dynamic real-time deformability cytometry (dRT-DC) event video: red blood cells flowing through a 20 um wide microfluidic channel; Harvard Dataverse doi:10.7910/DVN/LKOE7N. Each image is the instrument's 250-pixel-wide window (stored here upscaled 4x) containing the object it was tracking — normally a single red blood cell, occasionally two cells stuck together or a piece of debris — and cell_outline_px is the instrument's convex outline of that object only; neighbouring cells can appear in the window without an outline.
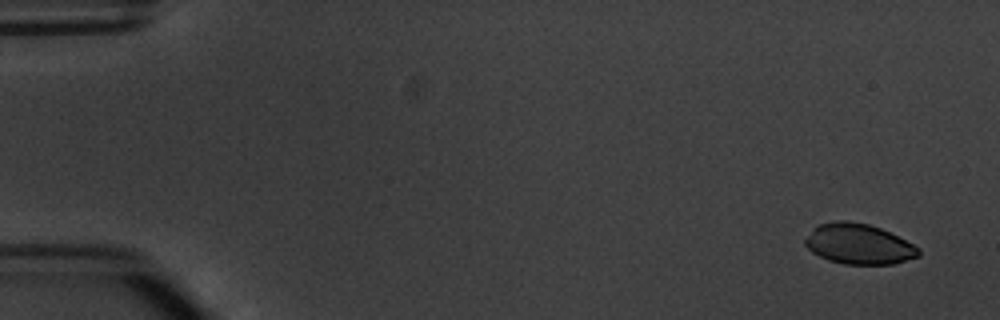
{"species": "common noctule bat (a hibernating species)", "species_latin": "Nyctalus noctula", "temperature_condition": "warm", "stored_images_in_passage": 4, "camera_frame_rate_fps": 3000, "um_per_image_px": 0.085, "animal": {"sex": "male", "body_mass_g": 20.1, "forearm_length_mm": 53.5}, "frame": {"image": 1, "passage_image": 1, "time_ms": 0.0, "image_size_px": [1000, 320], "cell_outline_px": [[920, 256], [892, 264], [844, 264], [828, 260], [812, 252], [804, 244], [804, 240], [812, 228], [820, 224], [836, 220], [848, 220], [868, 224], [880, 228], [920, 248]], "centroid_in_image_um": [72.96, 20.74], "position_along_channel_um": 12.0, "area_um2": 26.59}}
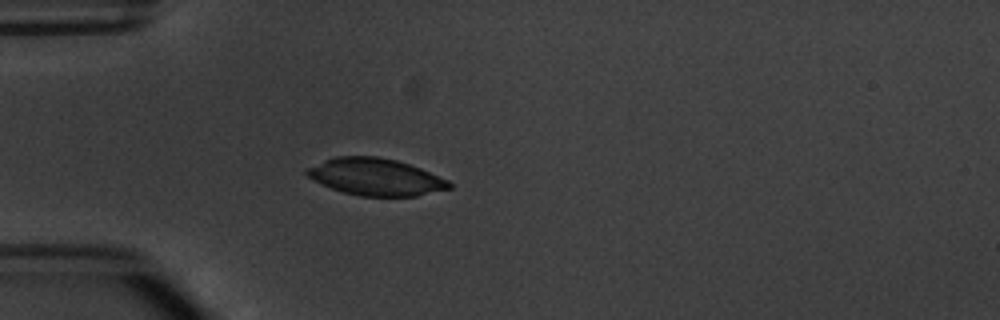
{"frame": {"image": 2, "passage_image": 4, "time_ms": 4.333, "image_size_px": [1000, 320], "cell_outline_px": [[452, 188], [416, 196], [360, 196], [344, 192], [332, 188], [308, 176], [304, 172], [304, 168], [324, 160], [336, 156], [376, 156], [396, 160], [420, 168], [448, 180], [452, 184]], "centroid_in_image_um": [31.93, 15.03], "position_along_channel_um": 53.1, "area_um2": 30.52}}